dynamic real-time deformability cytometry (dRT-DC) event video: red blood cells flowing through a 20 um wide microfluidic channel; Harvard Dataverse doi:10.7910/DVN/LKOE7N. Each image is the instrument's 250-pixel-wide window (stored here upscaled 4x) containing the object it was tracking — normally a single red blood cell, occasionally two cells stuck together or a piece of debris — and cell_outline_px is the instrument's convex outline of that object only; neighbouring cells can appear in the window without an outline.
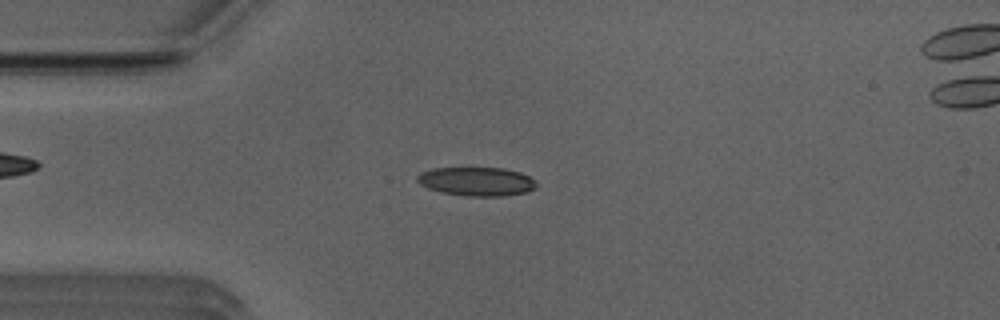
{"species": "Egyptian fruit bat (a non-hibernating species)", "species_latin": "Rousettus aegyptiacus", "temperature_condition": "room temperature", "stored_images_in_passage": 51, "camera_frame_rate_fps": 3000, "um_per_image_px": 0.085, "animal": {"sex": "male"}, "frame": {"image": 1, "passage_image": 12, "time_ms": 3.667, "image_size_px": [1000, 320], "cell_outline_px": [[536, 184], [528, 192], [504, 196], [464, 196], [440, 192], [428, 188], [420, 184], [416, 180], [416, 176], [420, 172], [432, 168], [504, 168], [520, 172], [528, 176]], "centroid_in_image_um": [40.45, 15.42], "position_along_channel_um": 44.5, "area_um2": 20.0}}
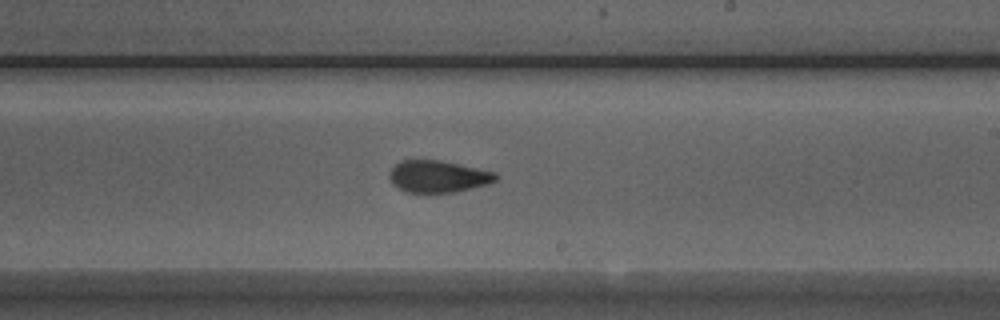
{"frame": {"image": 2, "passage_image": 29, "time_ms": 9.333, "image_size_px": [1000, 320], "cell_outline_px": [[496, 180], [488, 184], [472, 188], [452, 192], [408, 192], [392, 184], [388, 176], [388, 172], [400, 160], [440, 160], [496, 172]], "centroid_in_image_um": [37.21, 14.99], "position_along_channel_um": 251.8, "area_um2": 19.65}}
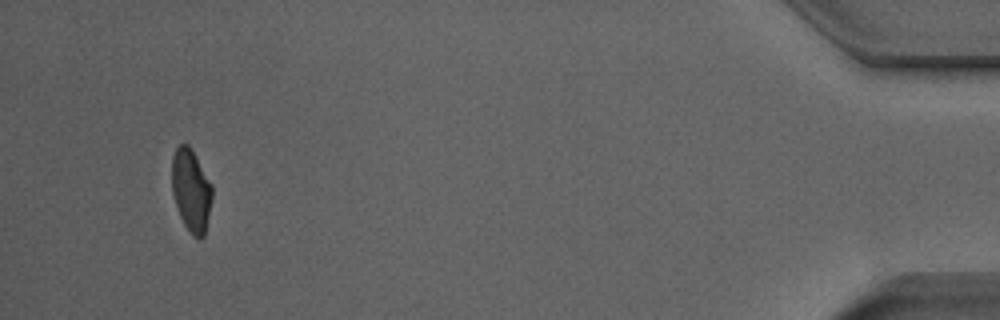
{"frame": {"image": 3, "passage_image": 48, "time_ms": 15.667, "image_size_px": [1000, 320], "cell_outline_px": [[212, 200], [204, 236], [200, 240], [192, 236], [184, 224], [180, 216], [172, 192], [172, 156], [176, 148], [180, 144], [188, 144], [212, 184]], "centroid_in_image_um": [16.25, 16.2], "position_along_channel_um": 419.0, "area_um2": 19.31}, "authors_computed_cell_mechanics": {"area_um2": 19.9988, "velocity_mm_per_s": 3.9336, "shape_relaxation_time_tau1_ms": 6.3332, "shape_relaxation_time_tau2_ms": 1.744, "deformation_change_tau1": 0.1708, "deformation_change_tau2": 0.079}}